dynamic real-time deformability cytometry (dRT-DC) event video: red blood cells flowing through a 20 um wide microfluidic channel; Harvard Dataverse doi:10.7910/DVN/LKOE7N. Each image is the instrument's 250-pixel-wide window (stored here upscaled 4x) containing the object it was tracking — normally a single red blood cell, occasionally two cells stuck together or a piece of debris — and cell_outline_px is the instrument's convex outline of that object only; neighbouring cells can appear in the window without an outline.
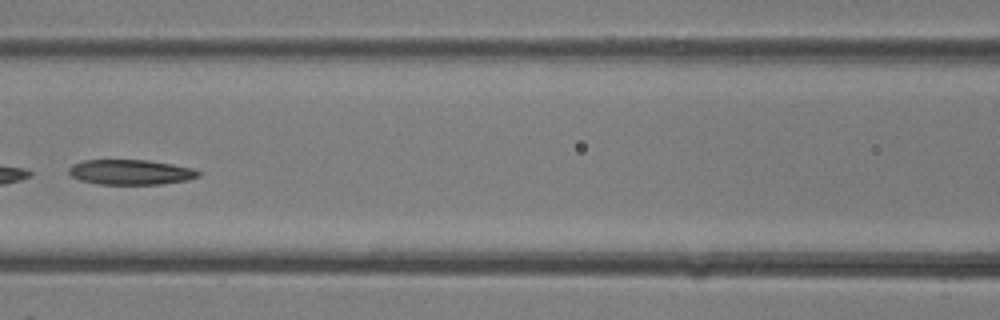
{"species": "common noctule bat (a hibernating species)", "species_latin": "Nyctalus noctula", "temperature_condition": "room temperature", "stored_images_in_passage": 32, "camera_frame_rate_fps": 3000, "um_per_image_px": 0.085, "animal": {"sex": "female"}, "frame": {"image": 1, "passage_image": 14, "time_ms": 4.333, "image_size_px": [1000, 320], "cell_outline_px": [[200, 176], [188, 180], [160, 184], [100, 184], [80, 180], [72, 176], [68, 172], [68, 168], [72, 164], [84, 160], [148, 160], [172, 164], [192, 168], [200, 172]], "centroid_in_image_um": [11.1, 14.63], "position_along_channel_um": 155.5, "area_um2": 18.9}}